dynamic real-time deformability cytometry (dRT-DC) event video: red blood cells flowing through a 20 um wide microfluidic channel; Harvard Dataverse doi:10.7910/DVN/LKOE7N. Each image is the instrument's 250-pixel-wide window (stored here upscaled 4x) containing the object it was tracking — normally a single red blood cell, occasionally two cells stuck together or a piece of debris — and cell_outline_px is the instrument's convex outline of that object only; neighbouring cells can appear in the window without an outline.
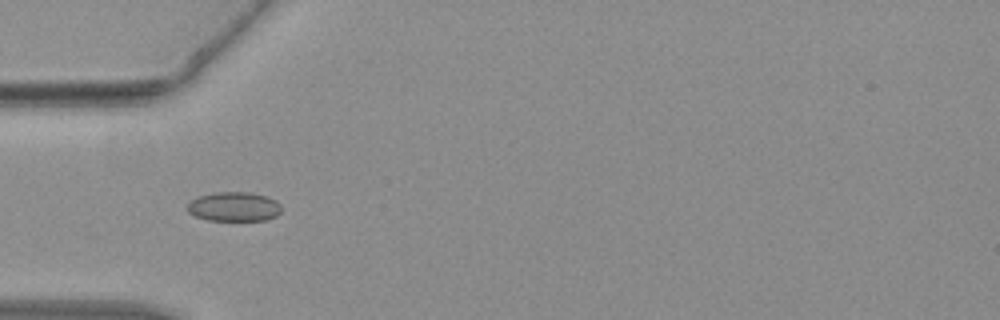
{"species": "common noctule bat (a hibernating species)", "species_latin": "Nyctalus noctula", "temperature_condition": "warm", "stored_images_in_passage": 13, "camera_frame_rate_fps": 3000, "um_per_image_px": 0.085, "animal": {"sex": "female", "body_mass_g": 19.3, "forearm_length_mm": 54.1}, "frame": {"image": 1, "passage_image": 1, "time_ms": 0.0, "image_size_px": [1000, 320], "cell_outline_px": [[280, 212], [276, 216], [268, 220], [208, 220], [196, 216], [188, 212], [188, 204], [192, 200], [200, 196], [216, 192], [248, 192], [268, 196], [276, 200], [280, 204]], "centroid_in_image_um": [19.93, 17.56], "position_along_channel_um": 65.1, "area_um2": 16.01}}
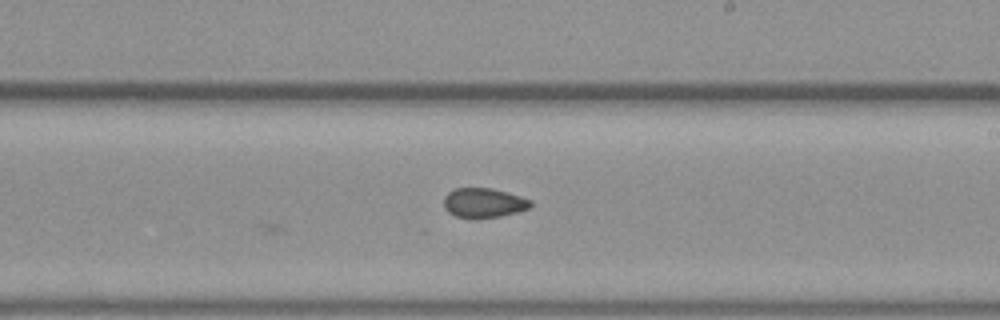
{"frame": {"image": 2, "passage_image": 13, "time_ms": 4.0, "image_size_px": [1000, 320], "cell_outline_px": [[532, 204], [528, 208], [516, 212], [500, 216], [456, 216], [448, 212], [444, 208], [444, 196], [448, 192], [456, 188], [492, 188], [508, 192], [532, 200]], "centroid_in_image_um": [41.11, 17.2], "position_along_channel_um": 247.9, "area_um2": 14.57}}